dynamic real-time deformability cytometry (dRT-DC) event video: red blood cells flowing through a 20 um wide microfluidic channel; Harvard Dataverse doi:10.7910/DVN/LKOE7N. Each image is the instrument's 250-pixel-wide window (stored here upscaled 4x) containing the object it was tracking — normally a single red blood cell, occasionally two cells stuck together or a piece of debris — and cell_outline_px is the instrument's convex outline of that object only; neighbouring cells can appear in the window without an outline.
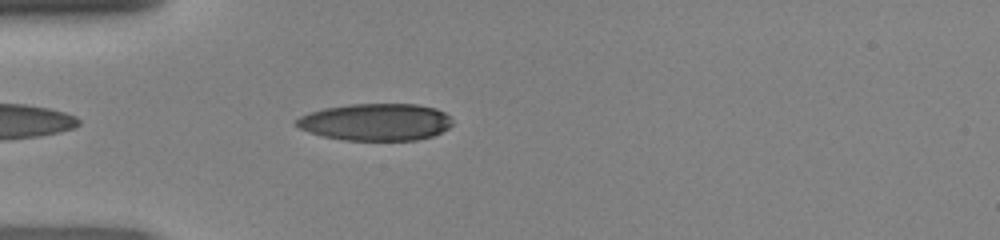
{"species": "human", "species_latin": "Homo sapiens", "temperature_condition": "room temperature", "stored_images_in_passage": 36, "camera_frame_rate_fps": 3000, "um_per_image_px": 0.085, "donor": {"sex": "female"}, "frame": {"image": 1, "passage_image": 4, "time_ms": 1.0, "image_size_px": [1000, 240], "cell_outline_px": [[444, 128], [436, 132], [424, 136], [404, 140], [364, 140], [336, 136], [320, 132], [300, 124], [308, 116], [320, 112], [336, 108], [372, 104], [400, 104], [428, 108], [440, 112], [444, 116]], "centroid_in_image_um": [32.07, 10.37], "position_along_channel_um": 52.9, "area_um2": 29.02}}
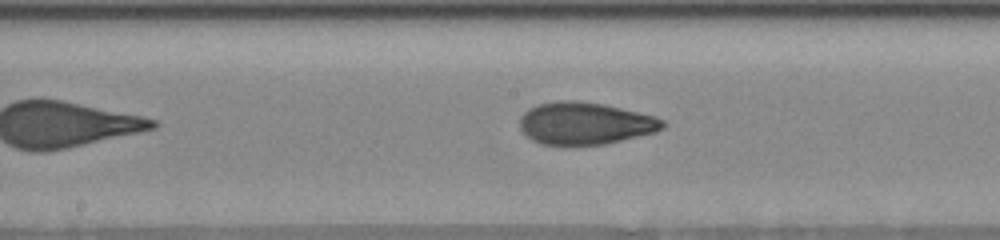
{"frame": {"image": 2, "passage_image": 15, "time_ms": 4.667, "image_size_px": [1000, 240], "cell_outline_px": [[660, 124], [656, 128], [644, 132], [608, 140], [544, 140], [536, 136], [524, 124], [524, 120], [536, 108], [552, 104], [588, 104], [608, 108], [644, 116], [656, 120]], "centroid_in_image_um": [49.76, 10.44], "position_along_channel_um": 198.4, "area_um2": 26.88}}
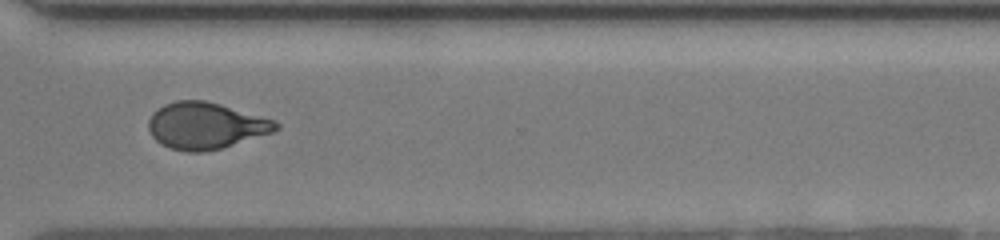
{"frame": {"image": 3, "passage_image": 26, "time_ms": 8.333, "image_size_px": [1000, 240], "cell_outline_px": [[276, 128], [216, 148], [176, 148], [160, 140], [152, 132], [152, 120], [156, 112], [172, 104], [212, 104], [268, 120], [276, 124]], "centroid_in_image_um": [17.46, 10.7], "position_along_channel_um": 353.1, "area_um2": 28.84}}